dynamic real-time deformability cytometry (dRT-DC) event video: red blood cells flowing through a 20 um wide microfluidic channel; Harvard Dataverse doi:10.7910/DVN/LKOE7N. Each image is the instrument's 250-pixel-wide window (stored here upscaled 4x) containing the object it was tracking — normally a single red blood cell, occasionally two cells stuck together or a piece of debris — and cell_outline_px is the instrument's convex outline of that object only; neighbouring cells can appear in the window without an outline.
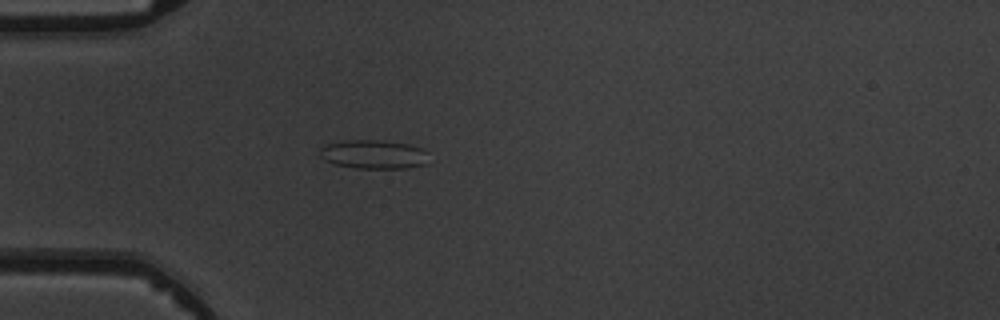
{"species": "common noctule bat (a hibernating species)", "species_latin": "Nyctalus noctula", "temperature_condition": "warm", "stored_images_in_passage": 2, "camera_frame_rate_fps": 3000, "um_per_image_px": 0.085, "animal": {"sex": "male", "body_mass_g": 19.5, "forearm_length_mm": 54.6}, "frame": {"image": 1, "passage_image": 2, "time_ms": 2.0, "image_size_px": [1000, 320], "cell_outline_px": [[428, 164], [408, 168], [356, 168], [336, 164], [324, 160], [320, 156], [320, 148], [328, 144], [344, 140], [384, 140], [408, 144], [424, 148], [428, 152]], "centroid_in_image_um": [31.82, 13.12], "position_along_channel_um": 53.2, "area_um2": 18.55}}